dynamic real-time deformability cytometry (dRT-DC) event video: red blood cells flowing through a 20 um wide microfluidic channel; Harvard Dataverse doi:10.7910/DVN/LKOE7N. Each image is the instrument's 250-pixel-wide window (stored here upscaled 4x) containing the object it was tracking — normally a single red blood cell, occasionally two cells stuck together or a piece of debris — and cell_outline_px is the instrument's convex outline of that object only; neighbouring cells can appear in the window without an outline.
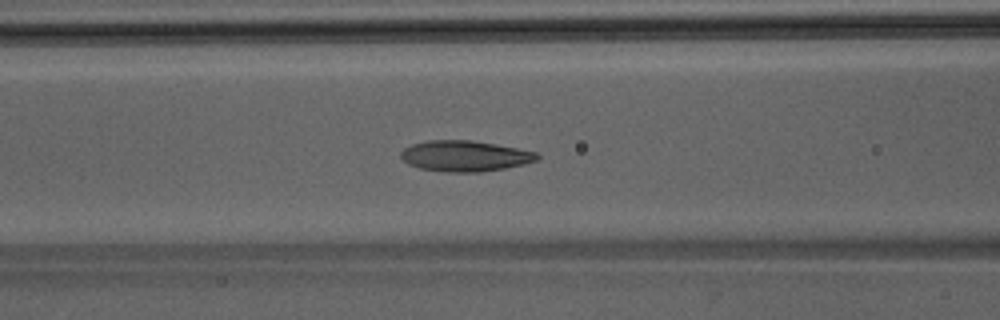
{"species": "Egyptian fruit bat (a non-hibernating species)", "species_latin": "Rousettus aegyptiacus", "temperature_condition": "room temperature", "stored_images_in_passage": 48, "camera_frame_rate_fps": 3000, "um_per_image_px": 0.085, "animal": {"sex": "male"}, "frame": {"image": 1, "passage_image": 20, "time_ms": 6.333, "image_size_px": [1000, 320], "cell_outline_px": [[540, 156], [536, 160], [524, 164], [504, 168], [480, 172], [444, 172], [420, 168], [408, 164], [400, 156], [400, 152], [404, 148], [412, 144], [428, 140], [472, 140], [516, 148], [536, 152]], "centroid_in_image_um": [39.48, 13.26], "position_along_channel_um": 127.1, "area_um2": 24.33}}
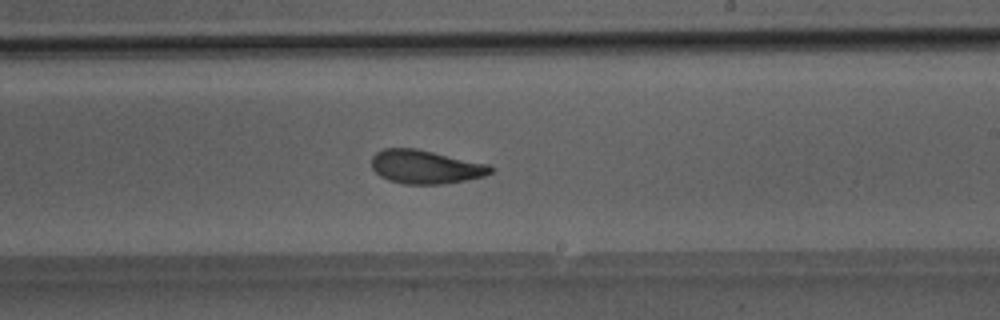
{"frame": {"image": 2, "passage_image": 29, "time_ms": 9.333, "image_size_px": [1000, 320], "cell_outline_px": [[496, 168], [492, 172], [484, 176], [464, 180], [440, 184], [404, 184], [388, 180], [380, 176], [372, 168], [372, 156], [376, 152], [384, 148], [416, 148], [488, 164]], "centroid_in_image_um": [36.16, 14.18], "position_along_channel_um": 252.8, "area_um2": 23.29}}
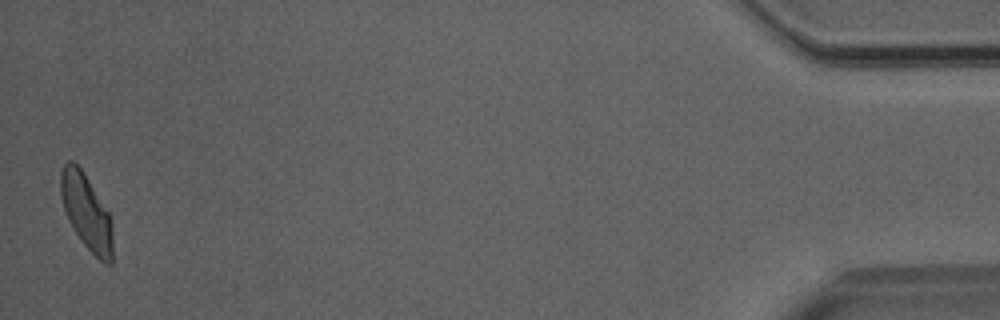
{"frame": {"image": 3, "passage_image": 48, "time_ms": 15.667, "image_size_px": [1000, 320], "cell_outline_px": [[112, 264], [104, 264], [80, 240], [68, 220], [60, 196], [60, 172], [64, 164], [68, 160], [72, 160], [84, 172], [108, 212], [112, 224]], "centroid_in_image_um": [7.33, 18.0], "position_along_channel_um": 427.9, "area_um2": 22.77}}